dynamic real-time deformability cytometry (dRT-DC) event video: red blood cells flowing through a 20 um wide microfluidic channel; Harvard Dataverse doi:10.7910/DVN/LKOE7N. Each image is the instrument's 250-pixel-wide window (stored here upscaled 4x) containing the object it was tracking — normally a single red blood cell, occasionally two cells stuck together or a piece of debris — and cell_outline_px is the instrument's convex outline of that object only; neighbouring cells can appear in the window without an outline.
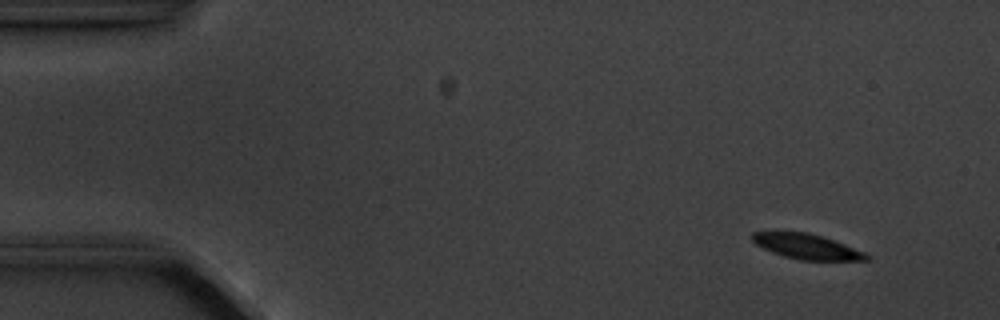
{"species": "common noctule bat (a hibernating species)", "species_latin": "Nyctalus noctula", "temperature_condition": "cold", "stored_images_in_passage": 6, "camera_frame_rate_fps": 3000, "um_per_image_px": 0.085, "animal": {"sex": "male", "body_mass_g": 20.1, "forearm_length_mm": 53.5}, "frame": {"image": 1, "passage_image": 2, "time_ms": 1.333, "image_size_px": [1000, 320], "cell_outline_px": [[872, 256], [868, 260], [800, 260], [784, 256], [772, 252], [756, 244], [748, 236], [752, 232], [776, 228], [808, 232], [824, 236], [864, 252]], "centroid_in_image_um": [68.46, 20.89], "position_along_channel_um": 16.5, "area_um2": 17.51}}